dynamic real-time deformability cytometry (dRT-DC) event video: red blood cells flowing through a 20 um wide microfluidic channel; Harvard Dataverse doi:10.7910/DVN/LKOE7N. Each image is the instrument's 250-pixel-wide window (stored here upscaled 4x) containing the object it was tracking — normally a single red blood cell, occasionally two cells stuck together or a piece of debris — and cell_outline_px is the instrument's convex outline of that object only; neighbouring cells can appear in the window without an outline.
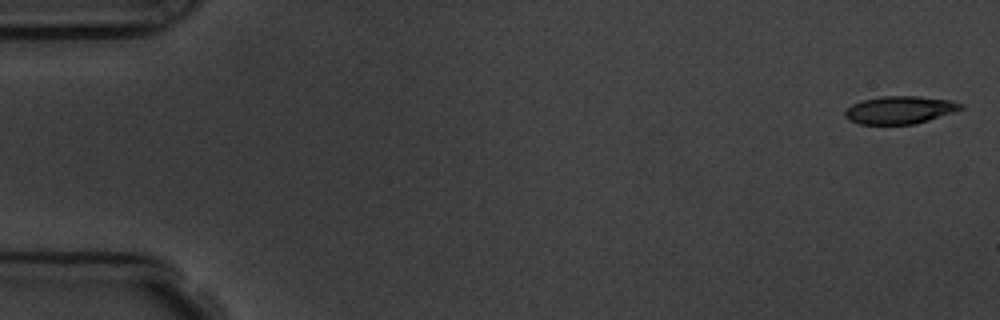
{"species": "common noctule bat (a hibernating species)", "species_latin": "Nyctalus noctula", "temperature_condition": "room temperature", "stored_images_in_passage": 6, "segment_of_instrument_passage": [1, 2], "camera_frame_rate_fps": 3000, "um_per_image_px": 0.085, "animal": {"sex": "male", "body_mass_g": 19.5, "forearm_length_mm": 54.6}, "frame": {"image": 1, "passage_image": 1, "time_ms": 0.0, "image_size_px": [1000, 320], "cell_outline_px": [[964, 108], [916, 124], [860, 124], [848, 120], [844, 116], [844, 112], [852, 104], [864, 100], [880, 96], [916, 96], [952, 100], [964, 104]], "centroid_in_image_um": [76.48, 9.34], "position_along_channel_um": 8.5, "area_um2": 18.67}}